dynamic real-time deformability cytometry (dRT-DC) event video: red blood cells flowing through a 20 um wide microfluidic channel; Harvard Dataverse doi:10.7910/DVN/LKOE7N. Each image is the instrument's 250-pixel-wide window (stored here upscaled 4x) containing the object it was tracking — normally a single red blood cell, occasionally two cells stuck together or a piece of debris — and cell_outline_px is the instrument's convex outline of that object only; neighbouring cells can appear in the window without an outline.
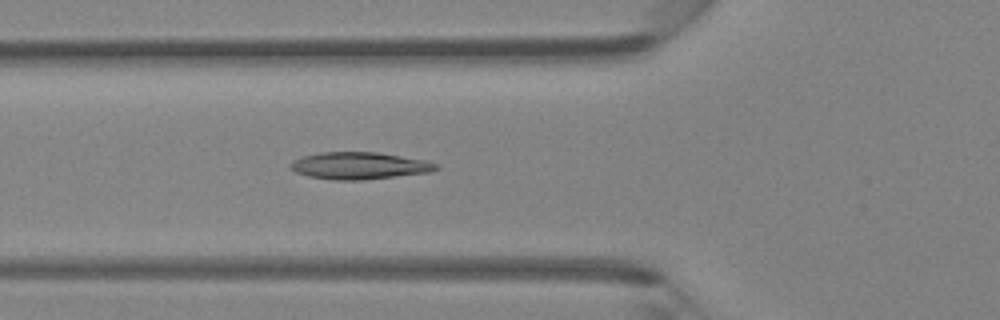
{"species": "Egyptian fruit bat (a non-hibernating species)", "species_latin": "Rousettus aegyptiacus", "temperature_condition": "room temperature", "stored_images_in_passage": 35, "camera_frame_rate_fps": 3000, "um_per_image_px": 0.085, "animal": {"sex": "female"}, "frame": {"image": 1, "passage_image": 6, "time_ms": 1.667, "image_size_px": [1000, 320], "cell_outline_px": [[440, 168], [432, 172], [364, 180], [332, 180], [308, 176], [296, 172], [288, 168], [288, 164], [292, 160], [304, 156], [320, 152], [376, 152], [428, 160], [436, 164]], "centroid_in_image_um": [30.54, 14.09], "position_along_channel_um": 95.3, "area_um2": 23.24}}
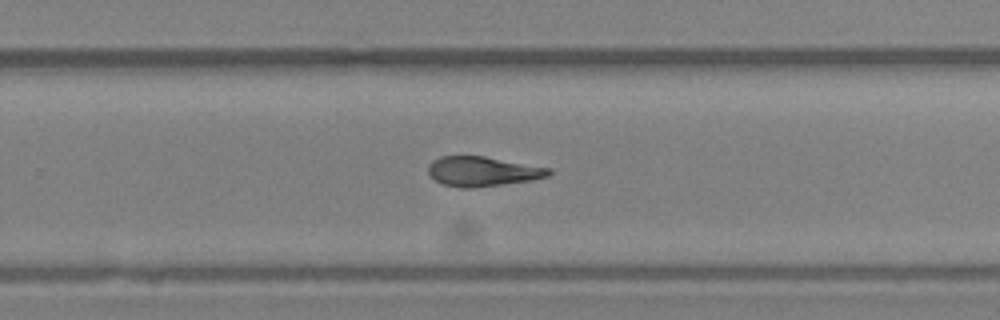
{"frame": {"image": 2, "passage_image": 19, "time_ms": 6.0, "image_size_px": [1000, 320], "cell_outline_px": [[552, 172], [548, 176], [532, 180], [472, 188], [464, 188], [444, 184], [436, 180], [428, 172], [428, 164], [432, 160], [440, 156], [484, 156], [552, 168]], "centroid_in_image_um": [41.03, 14.56], "position_along_channel_um": 288.8, "area_um2": 20.81}}
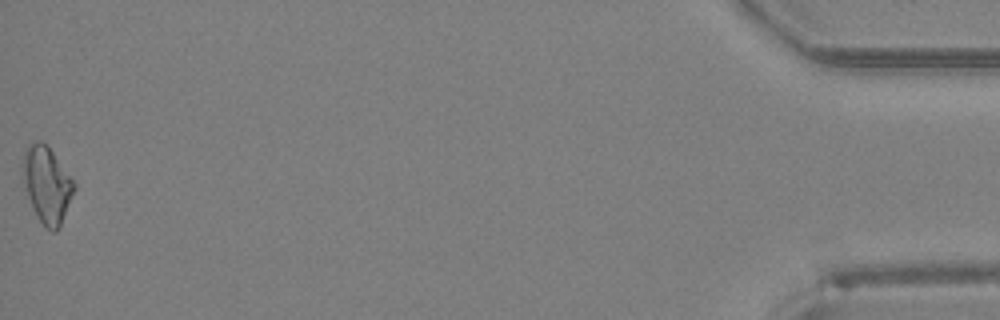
{"frame": {"image": 3, "passage_image": 35, "time_ms": 11.333, "image_size_px": [1000, 320], "cell_outline_px": [[76, 188], [60, 228], [56, 232], [52, 232], [44, 228], [36, 216], [28, 196], [24, 180], [24, 152], [28, 144], [32, 140], [40, 140], [48, 144], [72, 176], [76, 184]], "centroid_in_image_um": [4.04, 15.69], "position_along_channel_um": 431.2, "area_um2": 23.24}}